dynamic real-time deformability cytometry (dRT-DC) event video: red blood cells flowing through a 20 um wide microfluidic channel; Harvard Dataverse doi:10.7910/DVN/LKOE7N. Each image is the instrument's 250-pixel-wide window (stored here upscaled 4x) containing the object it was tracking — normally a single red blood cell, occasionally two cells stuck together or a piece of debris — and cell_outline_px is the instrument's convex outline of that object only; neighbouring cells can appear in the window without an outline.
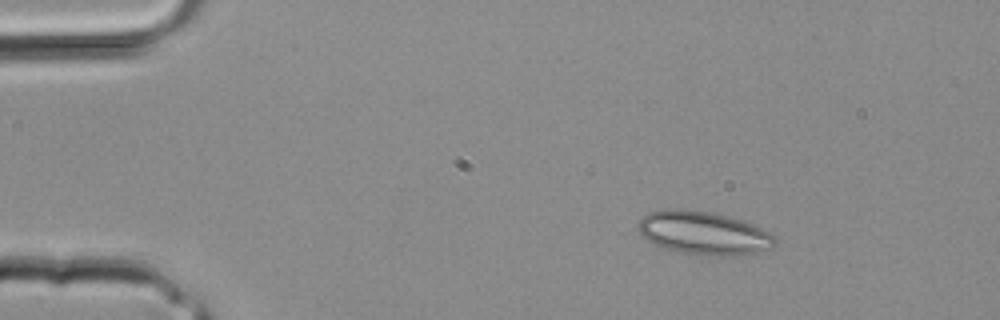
{"species": "common noctule bat (a hibernating species)", "species_latin": "Nyctalus noctula", "temperature_condition": "room temperature", "stored_images_in_passage": 30, "camera_frame_rate_fps": 3000, "um_per_image_px": 0.085, "animal": {"sex": "male", "body_mass_g": 20.4}, "frame": {"image": 1, "passage_image": 1, "time_ms": 0.0, "image_size_px": [1000, 320], "cell_outline_px": [[776, 244], [772, 248], [756, 252], [732, 256], [704, 256], [680, 252], [660, 248], [640, 236], [636, 224], [648, 212], [664, 208], [680, 208], [716, 212], [744, 220], [772, 232], [776, 236]], "centroid_in_image_um": [59.8, 19.79], "position_along_channel_um": 25.2, "area_um2": 35.6}}
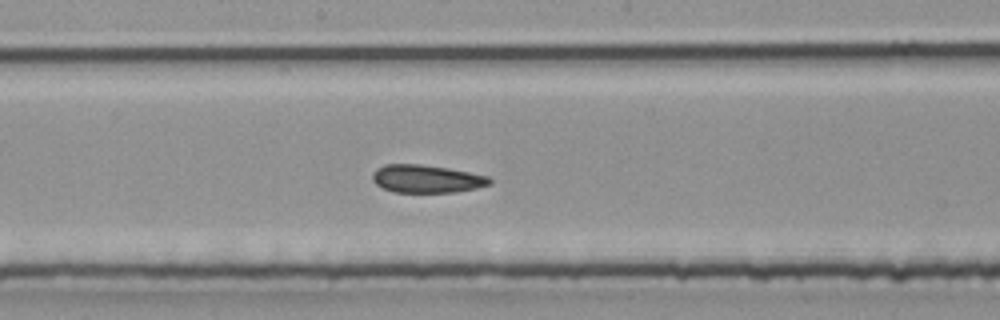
{"frame": {"image": 2, "passage_image": 14, "time_ms": 4.333, "image_size_px": [1000, 320], "cell_outline_px": [[492, 184], [476, 188], [456, 192], [392, 192], [376, 184], [372, 180], [372, 172], [376, 168], [384, 164], [420, 164], [448, 168], [488, 176], [492, 180]], "centroid_in_image_um": [36.24, 15.19], "position_along_channel_um": 212.0, "area_um2": 19.13}}
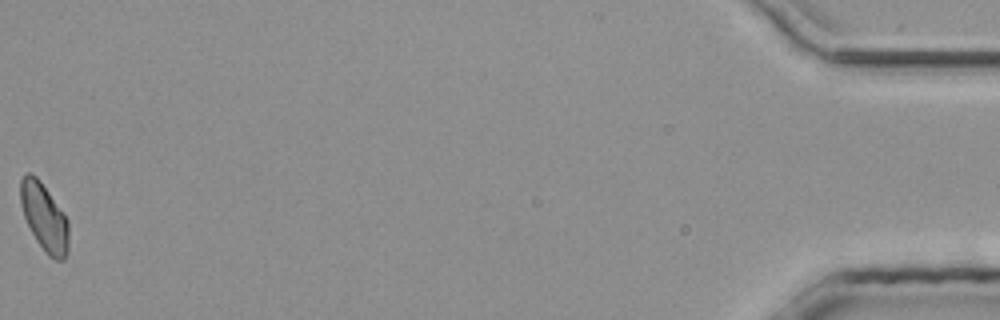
{"frame": {"image": 3, "passage_image": 30, "time_ms": 9.667, "image_size_px": [1000, 320], "cell_outline_px": [[68, 252], [64, 260], [56, 260], [48, 256], [44, 252], [36, 240], [24, 216], [20, 200], [20, 180], [28, 172], [36, 176], [40, 180], [68, 220]], "centroid_in_image_um": [3.77, 18.49], "position_along_channel_um": 431.4, "area_um2": 18.84}}